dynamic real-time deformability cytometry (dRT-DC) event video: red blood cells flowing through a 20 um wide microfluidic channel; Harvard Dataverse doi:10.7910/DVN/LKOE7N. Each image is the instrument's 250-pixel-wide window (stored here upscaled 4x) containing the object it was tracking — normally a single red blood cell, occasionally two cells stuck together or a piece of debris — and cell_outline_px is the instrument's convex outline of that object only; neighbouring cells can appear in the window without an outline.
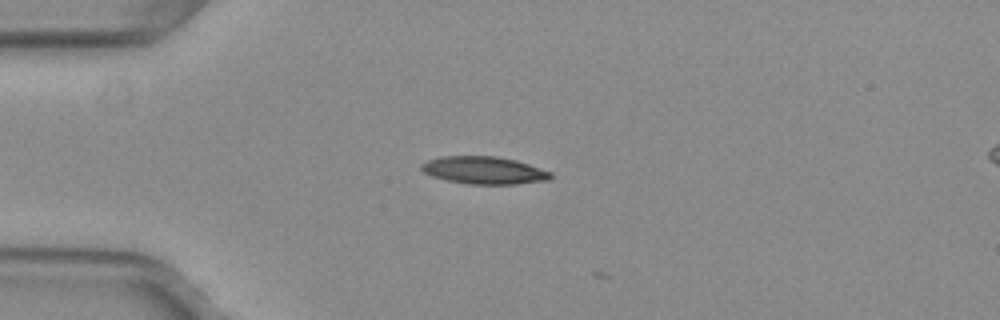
{"species": "common noctule bat (a hibernating species)", "species_latin": "Nyctalus noctula", "temperature_condition": "warm", "stored_images_in_passage": 2, "camera_frame_rate_fps": 3000, "um_per_image_px": 0.085, "animal": {"sex": "female", "body_mass_g": 29.2, "forearm_length_mm": 56.3}, "frame": {"image": 1, "passage_image": 1, "time_ms": 0.0, "image_size_px": [1000, 320], "cell_outline_px": [[552, 180], [516, 184], [468, 184], [448, 180], [432, 176], [424, 172], [420, 168], [420, 164], [428, 160], [440, 156], [496, 156], [516, 160], [552, 172]], "centroid_in_image_um": [41.16, 14.47], "position_along_channel_um": 43.8, "area_um2": 20.81}}